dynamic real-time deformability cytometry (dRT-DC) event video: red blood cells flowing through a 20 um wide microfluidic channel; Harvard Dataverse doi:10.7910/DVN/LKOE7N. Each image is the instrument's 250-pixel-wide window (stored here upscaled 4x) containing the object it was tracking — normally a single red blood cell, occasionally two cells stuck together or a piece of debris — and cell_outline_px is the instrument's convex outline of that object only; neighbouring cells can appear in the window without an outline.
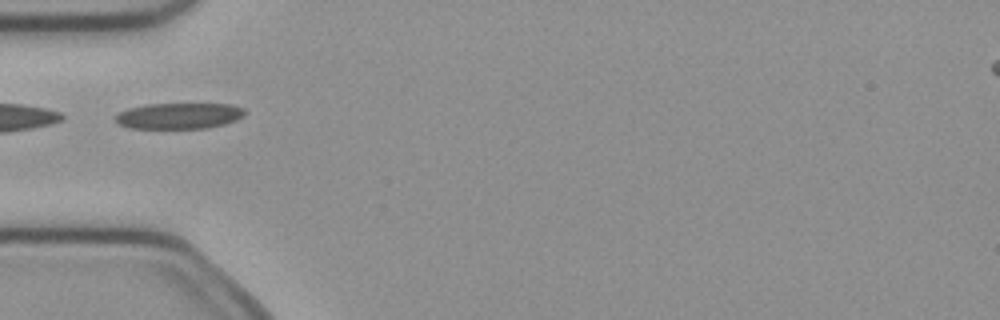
{"species": "common noctule bat (a hibernating species)", "species_latin": "Nyctalus noctula", "temperature_condition": "cold", "stored_images_in_passage": 3, "camera_frame_rate_fps": 3000, "um_per_image_px": 0.085, "animal": {"sex": "female", "body_mass_g": 21.9}, "frame": {"image": 1, "passage_image": 2, "time_ms": 0.333, "image_size_px": [1000, 320], "cell_outline_px": [[244, 116], [236, 120], [224, 124], [208, 128], [128, 128], [116, 124], [116, 116], [120, 112], [128, 108], [148, 104], [232, 104], [244, 108]], "centroid_in_image_um": [15.22, 9.85], "position_along_channel_um": 69.8, "area_um2": 19.59}}